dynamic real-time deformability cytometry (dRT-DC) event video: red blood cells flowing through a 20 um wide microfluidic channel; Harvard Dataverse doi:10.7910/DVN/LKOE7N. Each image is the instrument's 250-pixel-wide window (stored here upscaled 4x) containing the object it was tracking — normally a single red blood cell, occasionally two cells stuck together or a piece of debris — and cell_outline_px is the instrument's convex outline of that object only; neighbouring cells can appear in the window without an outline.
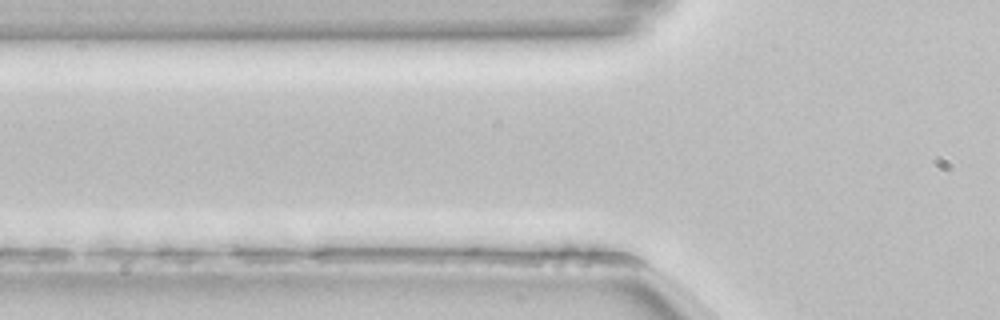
{"species": "common noctule bat (a hibernating species)", "species_latin": "Nyctalus noctula", "temperature_condition": "room temperature", "stored_images_in_passage": 3, "camera_frame_rate_fps": 3000, "um_per_image_px": 0.085, "animal": {"sex": "female", "body_mass_g": 22.7, "forearm_length_mm": 54.2}, "frame": {"image": 1, "passage_image": 3, "time_ms": 0.667, "image_size_px": [1000, 320], "cell_outline_px": [[636, 260], [624, 264], [520, 264], [512, 256], [568, 244], [620, 256]], "centroid_in_image_um": [48.46, 21.81], "position_along_channel_um": 77.3, "area_um2": 11.21}}